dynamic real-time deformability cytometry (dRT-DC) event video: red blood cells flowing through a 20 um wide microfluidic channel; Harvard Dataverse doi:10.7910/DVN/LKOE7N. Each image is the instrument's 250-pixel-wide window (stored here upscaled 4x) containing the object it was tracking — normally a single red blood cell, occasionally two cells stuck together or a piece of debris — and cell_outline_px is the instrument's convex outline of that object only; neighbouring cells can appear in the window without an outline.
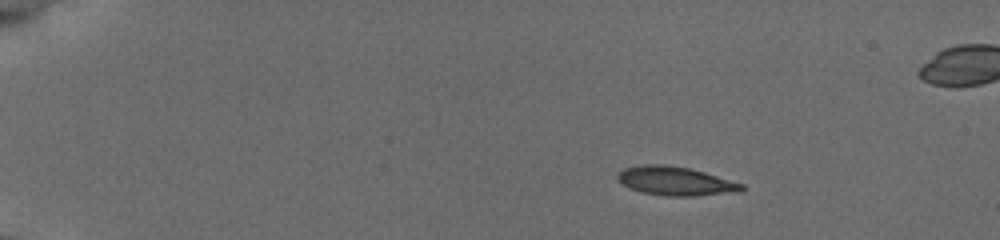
{"species": "common noctule bat (a hibernating species)", "species_latin": "Nyctalus noctula", "temperature_condition": "cold", "stored_images_in_passage": 48, "segment_of_instrument_passage": [1, 2], "camera_frame_rate_fps": 3000, "um_per_image_px": 0.085, "animal": {"sex": "female", "body_mass_g": 19.5, "forearm_length_mm": 54.1}, "frame": {"image": 1, "passage_image": 1, "time_ms": 0.0, "image_size_px": [1000, 240], "cell_outline_px": [[744, 188], [740, 192], [692, 196], [664, 196], [644, 192], [632, 188], [624, 184], [616, 176], [624, 168], [644, 164], [664, 164], [688, 168], [704, 172], [744, 184]], "centroid_in_image_um": [57.45, 15.39], "position_along_channel_um": 27.5, "area_um2": 20.58}}
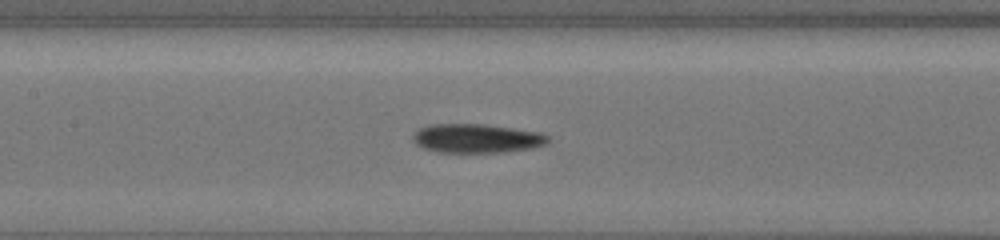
{"frame": {"image": 2, "passage_image": 20, "time_ms": 6.333, "image_size_px": [1000, 240], "cell_outline_px": [[552, 140], [548, 144], [532, 148], [504, 152], [436, 152], [424, 148], [416, 144], [412, 140], [412, 136], [420, 128], [432, 124], [484, 124], [544, 132]], "centroid_in_image_um": [40.59, 11.76], "position_along_channel_um": 166.8, "area_um2": 23.06}}
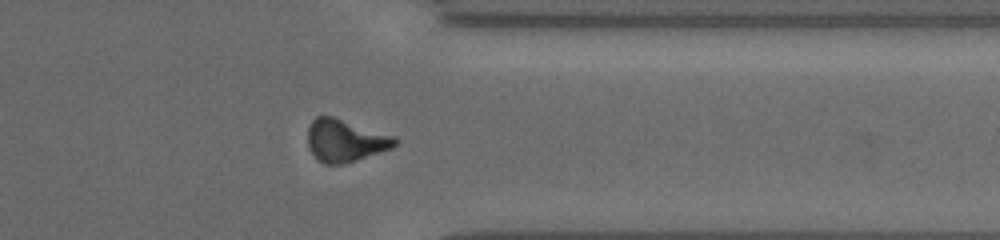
{"frame": {"image": 3, "passage_image": 37, "time_ms": 12.0, "image_size_px": [1000, 240], "cell_outline_px": [[396, 144], [392, 148], [356, 160], [340, 164], [324, 164], [308, 148], [308, 128], [312, 120], [316, 116], [332, 116], [396, 136]], "centroid_in_image_um": [29.34, 11.93], "position_along_channel_um": 382.1, "area_um2": 21.33}}